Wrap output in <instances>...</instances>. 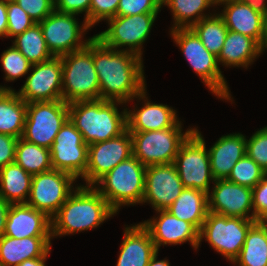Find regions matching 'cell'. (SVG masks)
<instances>
[{
	"label": "cell",
	"mask_w": 267,
	"mask_h": 266,
	"mask_svg": "<svg viewBox=\"0 0 267 266\" xmlns=\"http://www.w3.org/2000/svg\"><path fill=\"white\" fill-rule=\"evenodd\" d=\"M125 103L109 100H77L69 103V119L82 134L86 144L115 138L127 130V108L119 111Z\"/></svg>",
	"instance_id": "obj_3"
},
{
	"label": "cell",
	"mask_w": 267,
	"mask_h": 266,
	"mask_svg": "<svg viewBox=\"0 0 267 266\" xmlns=\"http://www.w3.org/2000/svg\"><path fill=\"white\" fill-rule=\"evenodd\" d=\"M50 252H51V249L43 257L24 260L18 266H46L45 262Z\"/></svg>",
	"instance_id": "obj_48"
},
{
	"label": "cell",
	"mask_w": 267,
	"mask_h": 266,
	"mask_svg": "<svg viewBox=\"0 0 267 266\" xmlns=\"http://www.w3.org/2000/svg\"><path fill=\"white\" fill-rule=\"evenodd\" d=\"M178 175L185 188L202 190L209 193L212 176L209 151L201 132H194L181 145L174 160Z\"/></svg>",
	"instance_id": "obj_9"
},
{
	"label": "cell",
	"mask_w": 267,
	"mask_h": 266,
	"mask_svg": "<svg viewBox=\"0 0 267 266\" xmlns=\"http://www.w3.org/2000/svg\"><path fill=\"white\" fill-rule=\"evenodd\" d=\"M74 181L71 174L56 169L34 175L26 204L52 218L76 189Z\"/></svg>",
	"instance_id": "obj_13"
},
{
	"label": "cell",
	"mask_w": 267,
	"mask_h": 266,
	"mask_svg": "<svg viewBox=\"0 0 267 266\" xmlns=\"http://www.w3.org/2000/svg\"><path fill=\"white\" fill-rule=\"evenodd\" d=\"M32 71L26 78L18 95L28 104L31 102L62 100L61 57L32 64Z\"/></svg>",
	"instance_id": "obj_16"
},
{
	"label": "cell",
	"mask_w": 267,
	"mask_h": 266,
	"mask_svg": "<svg viewBox=\"0 0 267 266\" xmlns=\"http://www.w3.org/2000/svg\"><path fill=\"white\" fill-rule=\"evenodd\" d=\"M158 252H159V251H157V252L151 257V259H150V261H149V264H148L147 266H170V263H169L168 259L166 260V258L163 259V260H157V258H158Z\"/></svg>",
	"instance_id": "obj_50"
},
{
	"label": "cell",
	"mask_w": 267,
	"mask_h": 266,
	"mask_svg": "<svg viewBox=\"0 0 267 266\" xmlns=\"http://www.w3.org/2000/svg\"><path fill=\"white\" fill-rule=\"evenodd\" d=\"M213 184L212 191L208 193L209 212L255 220L251 188L227 179L215 180Z\"/></svg>",
	"instance_id": "obj_18"
},
{
	"label": "cell",
	"mask_w": 267,
	"mask_h": 266,
	"mask_svg": "<svg viewBox=\"0 0 267 266\" xmlns=\"http://www.w3.org/2000/svg\"><path fill=\"white\" fill-rule=\"evenodd\" d=\"M168 6L173 15L171 30L176 28H191L212 13L204 12L212 6H217V0H162V6Z\"/></svg>",
	"instance_id": "obj_31"
},
{
	"label": "cell",
	"mask_w": 267,
	"mask_h": 266,
	"mask_svg": "<svg viewBox=\"0 0 267 266\" xmlns=\"http://www.w3.org/2000/svg\"><path fill=\"white\" fill-rule=\"evenodd\" d=\"M184 188L174 163L147 166L142 204H151L155 211L166 210Z\"/></svg>",
	"instance_id": "obj_17"
},
{
	"label": "cell",
	"mask_w": 267,
	"mask_h": 266,
	"mask_svg": "<svg viewBox=\"0 0 267 266\" xmlns=\"http://www.w3.org/2000/svg\"><path fill=\"white\" fill-rule=\"evenodd\" d=\"M120 0H91L90 27L116 16Z\"/></svg>",
	"instance_id": "obj_40"
},
{
	"label": "cell",
	"mask_w": 267,
	"mask_h": 266,
	"mask_svg": "<svg viewBox=\"0 0 267 266\" xmlns=\"http://www.w3.org/2000/svg\"><path fill=\"white\" fill-rule=\"evenodd\" d=\"M246 140L241 133L222 135L208 150L215 180L227 179L238 160L246 155Z\"/></svg>",
	"instance_id": "obj_23"
},
{
	"label": "cell",
	"mask_w": 267,
	"mask_h": 266,
	"mask_svg": "<svg viewBox=\"0 0 267 266\" xmlns=\"http://www.w3.org/2000/svg\"><path fill=\"white\" fill-rule=\"evenodd\" d=\"M217 5H224L222 13L218 14L228 30L247 35L260 44L263 15L254 11L245 1L217 0Z\"/></svg>",
	"instance_id": "obj_24"
},
{
	"label": "cell",
	"mask_w": 267,
	"mask_h": 266,
	"mask_svg": "<svg viewBox=\"0 0 267 266\" xmlns=\"http://www.w3.org/2000/svg\"><path fill=\"white\" fill-rule=\"evenodd\" d=\"M146 93L145 88L135 97V100L138 98V101L144 102L140 109L137 104L132 110L127 108V130L129 132H145L173 127L179 121L176 110L165 104L152 103Z\"/></svg>",
	"instance_id": "obj_20"
},
{
	"label": "cell",
	"mask_w": 267,
	"mask_h": 266,
	"mask_svg": "<svg viewBox=\"0 0 267 266\" xmlns=\"http://www.w3.org/2000/svg\"><path fill=\"white\" fill-rule=\"evenodd\" d=\"M158 216L140 222L150 233L157 251L161 245H178L189 242L199 248V231L189 222L178 219L167 210H157Z\"/></svg>",
	"instance_id": "obj_19"
},
{
	"label": "cell",
	"mask_w": 267,
	"mask_h": 266,
	"mask_svg": "<svg viewBox=\"0 0 267 266\" xmlns=\"http://www.w3.org/2000/svg\"><path fill=\"white\" fill-rule=\"evenodd\" d=\"M27 103L16 90L0 85V133L20 138L23 134Z\"/></svg>",
	"instance_id": "obj_27"
},
{
	"label": "cell",
	"mask_w": 267,
	"mask_h": 266,
	"mask_svg": "<svg viewBox=\"0 0 267 266\" xmlns=\"http://www.w3.org/2000/svg\"><path fill=\"white\" fill-rule=\"evenodd\" d=\"M145 170L146 166L132 155L101 177L93 187L117 213L123 205L142 204Z\"/></svg>",
	"instance_id": "obj_4"
},
{
	"label": "cell",
	"mask_w": 267,
	"mask_h": 266,
	"mask_svg": "<svg viewBox=\"0 0 267 266\" xmlns=\"http://www.w3.org/2000/svg\"><path fill=\"white\" fill-rule=\"evenodd\" d=\"M68 117L69 103L63 100L28 103L21 138L50 149Z\"/></svg>",
	"instance_id": "obj_10"
},
{
	"label": "cell",
	"mask_w": 267,
	"mask_h": 266,
	"mask_svg": "<svg viewBox=\"0 0 267 266\" xmlns=\"http://www.w3.org/2000/svg\"><path fill=\"white\" fill-rule=\"evenodd\" d=\"M14 162L32 176L53 169L50 149L30 143L21 137L16 144Z\"/></svg>",
	"instance_id": "obj_32"
},
{
	"label": "cell",
	"mask_w": 267,
	"mask_h": 266,
	"mask_svg": "<svg viewBox=\"0 0 267 266\" xmlns=\"http://www.w3.org/2000/svg\"><path fill=\"white\" fill-rule=\"evenodd\" d=\"M88 147L82 134L68 118L50 148L53 169L82 179L88 164Z\"/></svg>",
	"instance_id": "obj_14"
},
{
	"label": "cell",
	"mask_w": 267,
	"mask_h": 266,
	"mask_svg": "<svg viewBox=\"0 0 267 266\" xmlns=\"http://www.w3.org/2000/svg\"><path fill=\"white\" fill-rule=\"evenodd\" d=\"M245 2L261 15L265 16L267 14V0H245Z\"/></svg>",
	"instance_id": "obj_47"
},
{
	"label": "cell",
	"mask_w": 267,
	"mask_h": 266,
	"mask_svg": "<svg viewBox=\"0 0 267 266\" xmlns=\"http://www.w3.org/2000/svg\"><path fill=\"white\" fill-rule=\"evenodd\" d=\"M246 154L267 172V126L246 140Z\"/></svg>",
	"instance_id": "obj_38"
},
{
	"label": "cell",
	"mask_w": 267,
	"mask_h": 266,
	"mask_svg": "<svg viewBox=\"0 0 267 266\" xmlns=\"http://www.w3.org/2000/svg\"><path fill=\"white\" fill-rule=\"evenodd\" d=\"M262 54L259 43L238 32L228 30L223 48L217 60L225 67H243L247 69Z\"/></svg>",
	"instance_id": "obj_26"
},
{
	"label": "cell",
	"mask_w": 267,
	"mask_h": 266,
	"mask_svg": "<svg viewBox=\"0 0 267 266\" xmlns=\"http://www.w3.org/2000/svg\"><path fill=\"white\" fill-rule=\"evenodd\" d=\"M18 138L0 133V169L15 160Z\"/></svg>",
	"instance_id": "obj_44"
},
{
	"label": "cell",
	"mask_w": 267,
	"mask_h": 266,
	"mask_svg": "<svg viewBox=\"0 0 267 266\" xmlns=\"http://www.w3.org/2000/svg\"><path fill=\"white\" fill-rule=\"evenodd\" d=\"M117 214L93 187L77 185L51 218L52 239L99 227Z\"/></svg>",
	"instance_id": "obj_2"
},
{
	"label": "cell",
	"mask_w": 267,
	"mask_h": 266,
	"mask_svg": "<svg viewBox=\"0 0 267 266\" xmlns=\"http://www.w3.org/2000/svg\"><path fill=\"white\" fill-rule=\"evenodd\" d=\"M62 60V100L100 99V85L93 64V38L81 50L60 56Z\"/></svg>",
	"instance_id": "obj_6"
},
{
	"label": "cell",
	"mask_w": 267,
	"mask_h": 266,
	"mask_svg": "<svg viewBox=\"0 0 267 266\" xmlns=\"http://www.w3.org/2000/svg\"><path fill=\"white\" fill-rule=\"evenodd\" d=\"M191 29L200 38L205 48L218 57L228 33L222 17L218 13H213L194 24Z\"/></svg>",
	"instance_id": "obj_34"
},
{
	"label": "cell",
	"mask_w": 267,
	"mask_h": 266,
	"mask_svg": "<svg viewBox=\"0 0 267 266\" xmlns=\"http://www.w3.org/2000/svg\"><path fill=\"white\" fill-rule=\"evenodd\" d=\"M161 8L162 0H120L116 16L159 13Z\"/></svg>",
	"instance_id": "obj_39"
},
{
	"label": "cell",
	"mask_w": 267,
	"mask_h": 266,
	"mask_svg": "<svg viewBox=\"0 0 267 266\" xmlns=\"http://www.w3.org/2000/svg\"><path fill=\"white\" fill-rule=\"evenodd\" d=\"M188 128L182 133V123L156 131L130 132L133 156L144 166L174 163L181 145L194 132Z\"/></svg>",
	"instance_id": "obj_7"
},
{
	"label": "cell",
	"mask_w": 267,
	"mask_h": 266,
	"mask_svg": "<svg viewBox=\"0 0 267 266\" xmlns=\"http://www.w3.org/2000/svg\"><path fill=\"white\" fill-rule=\"evenodd\" d=\"M238 266H267V222L256 221L249 229L239 256Z\"/></svg>",
	"instance_id": "obj_30"
},
{
	"label": "cell",
	"mask_w": 267,
	"mask_h": 266,
	"mask_svg": "<svg viewBox=\"0 0 267 266\" xmlns=\"http://www.w3.org/2000/svg\"><path fill=\"white\" fill-rule=\"evenodd\" d=\"M132 155V136L128 130L115 138L90 144L88 164L82 178L85 186H94L101 177Z\"/></svg>",
	"instance_id": "obj_15"
},
{
	"label": "cell",
	"mask_w": 267,
	"mask_h": 266,
	"mask_svg": "<svg viewBox=\"0 0 267 266\" xmlns=\"http://www.w3.org/2000/svg\"><path fill=\"white\" fill-rule=\"evenodd\" d=\"M52 236L0 238V266H18L24 260L43 257L51 249Z\"/></svg>",
	"instance_id": "obj_25"
},
{
	"label": "cell",
	"mask_w": 267,
	"mask_h": 266,
	"mask_svg": "<svg viewBox=\"0 0 267 266\" xmlns=\"http://www.w3.org/2000/svg\"><path fill=\"white\" fill-rule=\"evenodd\" d=\"M75 14L61 13L54 10L43 21L39 22L47 48L54 57H60L81 50L94 37L84 40V32L91 29L87 21L82 24Z\"/></svg>",
	"instance_id": "obj_12"
},
{
	"label": "cell",
	"mask_w": 267,
	"mask_h": 266,
	"mask_svg": "<svg viewBox=\"0 0 267 266\" xmlns=\"http://www.w3.org/2000/svg\"><path fill=\"white\" fill-rule=\"evenodd\" d=\"M12 43L31 64L46 62L54 57L47 48L39 23L16 35Z\"/></svg>",
	"instance_id": "obj_33"
},
{
	"label": "cell",
	"mask_w": 267,
	"mask_h": 266,
	"mask_svg": "<svg viewBox=\"0 0 267 266\" xmlns=\"http://www.w3.org/2000/svg\"><path fill=\"white\" fill-rule=\"evenodd\" d=\"M170 35L209 91L219 99L232 102V95L219 68L217 56L205 48L196 33L191 28H176L170 30Z\"/></svg>",
	"instance_id": "obj_5"
},
{
	"label": "cell",
	"mask_w": 267,
	"mask_h": 266,
	"mask_svg": "<svg viewBox=\"0 0 267 266\" xmlns=\"http://www.w3.org/2000/svg\"><path fill=\"white\" fill-rule=\"evenodd\" d=\"M255 220L241 217H227L208 212L199 231V245L203 238L216 251L231 263L239 256L247 232Z\"/></svg>",
	"instance_id": "obj_8"
},
{
	"label": "cell",
	"mask_w": 267,
	"mask_h": 266,
	"mask_svg": "<svg viewBox=\"0 0 267 266\" xmlns=\"http://www.w3.org/2000/svg\"><path fill=\"white\" fill-rule=\"evenodd\" d=\"M7 0H0V38L7 35Z\"/></svg>",
	"instance_id": "obj_45"
},
{
	"label": "cell",
	"mask_w": 267,
	"mask_h": 266,
	"mask_svg": "<svg viewBox=\"0 0 267 266\" xmlns=\"http://www.w3.org/2000/svg\"><path fill=\"white\" fill-rule=\"evenodd\" d=\"M266 173L246 154L232 168L227 180L252 189L263 179Z\"/></svg>",
	"instance_id": "obj_35"
},
{
	"label": "cell",
	"mask_w": 267,
	"mask_h": 266,
	"mask_svg": "<svg viewBox=\"0 0 267 266\" xmlns=\"http://www.w3.org/2000/svg\"><path fill=\"white\" fill-rule=\"evenodd\" d=\"M116 266H147L157 252L149 231L141 224L125 227Z\"/></svg>",
	"instance_id": "obj_22"
},
{
	"label": "cell",
	"mask_w": 267,
	"mask_h": 266,
	"mask_svg": "<svg viewBox=\"0 0 267 266\" xmlns=\"http://www.w3.org/2000/svg\"><path fill=\"white\" fill-rule=\"evenodd\" d=\"M178 219L191 223L201 230L208 211V193L192 188H184L173 204L166 209Z\"/></svg>",
	"instance_id": "obj_28"
},
{
	"label": "cell",
	"mask_w": 267,
	"mask_h": 266,
	"mask_svg": "<svg viewBox=\"0 0 267 266\" xmlns=\"http://www.w3.org/2000/svg\"><path fill=\"white\" fill-rule=\"evenodd\" d=\"M252 201L255 221L267 222V173L252 188Z\"/></svg>",
	"instance_id": "obj_42"
},
{
	"label": "cell",
	"mask_w": 267,
	"mask_h": 266,
	"mask_svg": "<svg viewBox=\"0 0 267 266\" xmlns=\"http://www.w3.org/2000/svg\"><path fill=\"white\" fill-rule=\"evenodd\" d=\"M157 15L158 13H143L114 16L107 20L109 28L94 36L107 47L132 52L142 58V45L148 39Z\"/></svg>",
	"instance_id": "obj_11"
},
{
	"label": "cell",
	"mask_w": 267,
	"mask_h": 266,
	"mask_svg": "<svg viewBox=\"0 0 267 266\" xmlns=\"http://www.w3.org/2000/svg\"><path fill=\"white\" fill-rule=\"evenodd\" d=\"M259 45L262 53L267 50V14L263 16L262 39Z\"/></svg>",
	"instance_id": "obj_49"
},
{
	"label": "cell",
	"mask_w": 267,
	"mask_h": 266,
	"mask_svg": "<svg viewBox=\"0 0 267 266\" xmlns=\"http://www.w3.org/2000/svg\"><path fill=\"white\" fill-rule=\"evenodd\" d=\"M143 58L105 46L93 37V64L99 78L100 99L131 102L146 88ZM129 101V102H128Z\"/></svg>",
	"instance_id": "obj_1"
},
{
	"label": "cell",
	"mask_w": 267,
	"mask_h": 266,
	"mask_svg": "<svg viewBox=\"0 0 267 266\" xmlns=\"http://www.w3.org/2000/svg\"><path fill=\"white\" fill-rule=\"evenodd\" d=\"M10 203L0 196V238L4 235Z\"/></svg>",
	"instance_id": "obj_46"
},
{
	"label": "cell",
	"mask_w": 267,
	"mask_h": 266,
	"mask_svg": "<svg viewBox=\"0 0 267 266\" xmlns=\"http://www.w3.org/2000/svg\"><path fill=\"white\" fill-rule=\"evenodd\" d=\"M36 22L43 21L55 10L51 0H13Z\"/></svg>",
	"instance_id": "obj_41"
},
{
	"label": "cell",
	"mask_w": 267,
	"mask_h": 266,
	"mask_svg": "<svg viewBox=\"0 0 267 266\" xmlns=\"http://www.w3.org/2000/svg\"><path fill=\"white\" fill-rule=\"evenodd\" d=\"M0 63L5 72L6 82H13L31 72L32 64L13 45L2 52Z\"/></svg>",
	"instance_id": "obj_36"
},
{
	"label": "cell",
	"mask_w": 267,
	"mask_h": 266,
	"mask_svg": "<svg viewBox=\"0 0 267 266\" xmlns=\"http://www.w3.org/2000/svg\"><path fill=\"white\" fill-rule=\"evenodd\" d=\"M7 35L15 37L32 27L36 22L15 1L7 0Z\"/></svg>",
	"instance_id": "obj_37"
},
{
	"label": "cell",
	"mask_w": 267,
	"mask_h": 266,
	"mask_svg": "<svg viewBox=\"0 0 267 266\" xmlns=\"http://www.w3.org/2000/svg\"><path fill=\"white\" fill-rule=\"evenodd\" d=\"M4 235L17 239L52 236L51 218L27 204H11Z\"/></svg>",
	"instance_id": "obj_21"
},
{
	"label": "cell",
	"mask_w": 267,
	"mask_h": 266,
	"mask_svg": "<svg viewBox=\"0 0 267 266\" xmlns=\"http://www.w3.org/2000/svg\"><path fill=\"white\" fill-rule=\"evenodd\" d=\"M90 4L91 0H57L55 10L61 13L68 14H85L84 19L90 26Z\"/></svg>",
	"instance_id": "obj_43"
},
{
	"label": "cell",
	"mask_w": 267,
	"mask_h": 266,
	"mask_svg": "<svg viewBox=\"0 0 267 266\" xmlns=\"http://www.w3.org/2000/svg\"><path fill=\"white\" fill-rule=\"evenodd\" d=\"M32 175L13 162L0 169V196L10 204H26Z\"/></svg>",
	"instance_id": "obj_29"
}]
</instances>
